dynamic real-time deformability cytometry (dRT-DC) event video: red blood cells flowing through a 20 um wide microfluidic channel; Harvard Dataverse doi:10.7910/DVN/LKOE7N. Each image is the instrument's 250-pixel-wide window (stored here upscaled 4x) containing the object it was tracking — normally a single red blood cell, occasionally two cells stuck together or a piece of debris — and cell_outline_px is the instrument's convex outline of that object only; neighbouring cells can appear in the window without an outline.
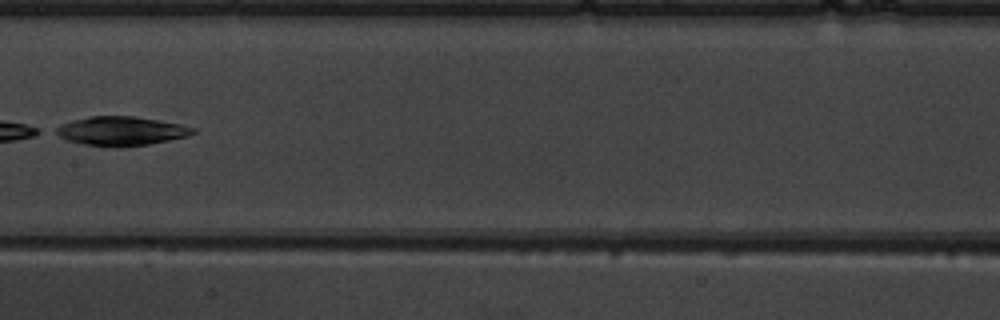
{"species": "common noctule bat (a hibernating species)", "species_latin": "Nyctalus noctula", "temperature_condition": "warm", "stored_images_in_passage": 8, "camera_frame_rate_fps": 3000, "um_per_image_px": 0.085, "animal": {"sex": "male", "body_mass_g": 19.5, "forearm_length_mm": 54.6}, "frame": {"image": 1, "passage_image": 8, "time_ms": 9.0, "image_size_px": [1000, 320], "cell_outline_px": [[196, 132], [188, 136], [148, 144], [120, 148], [116, 148], [84, 144], [68, 140], [52, 132], [52, 128], [60, 124], [72, 120], [92, 116], [132, 116], [180, 124], [196, 128]], "centroid_in_image_um": [10.25, 11.14], "position_along_channel_um": 197.2, "area_um2": 23.29}}